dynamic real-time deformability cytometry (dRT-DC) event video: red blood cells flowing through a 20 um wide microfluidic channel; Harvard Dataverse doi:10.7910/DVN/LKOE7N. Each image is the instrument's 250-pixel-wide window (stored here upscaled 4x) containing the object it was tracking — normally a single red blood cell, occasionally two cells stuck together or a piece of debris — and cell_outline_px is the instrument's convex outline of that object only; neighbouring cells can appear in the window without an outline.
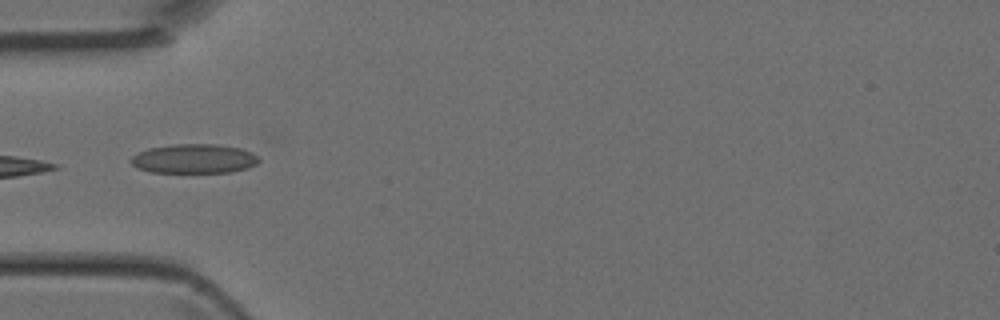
{"species": "Egyptian fruit bat (a non-hibernating species)", "species_latin": "Rousettus aegyptiacus", "temperature_condition": "room temperature", "stored_images_in_passage": 6, "camera_frame_rate_fps": 3000, "um_per_image_px": 0.085, "animal": {"sex": "female"}, "frame": {"image": 1, "passage_image": 5, "time_ms": 1.333, "image_size_px": [1000, 320], "cell_outline_px": [[260, 160], [256, 164], [248, 168], [232, 172], [152, 172], [136, 168], [128, 160], [136, 152], [148, 148], [172, 144], [216, 144], [240, 148], [252, 152]], "centroid_in_image_um": [16.46, 13.48], "position_along_channel_um": 68.5, "area_um2": 22.02}}
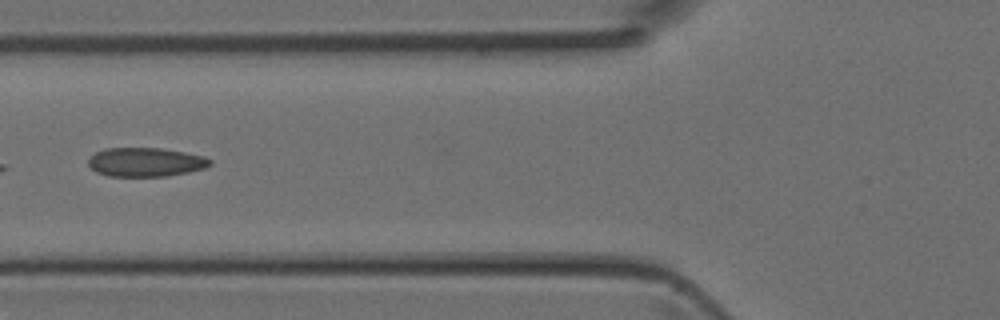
{"frame": {"image": 2, "passage_image": 6, "time_ms": 1.667, "image_size_px": [1000, 320], "cell_outline_px": [[212, 164], [204, 168], [188, 172], [168, 176], [108, 176], [96, 172], [88, 164], [88, 160], [96, 152], [104, 148], [164, 148], [204, 156], [212, 160]], "centroid_in_image_um": [12.39, 13.77], "position_along_channel_um": 113.4, "area_um2": 20.58}}